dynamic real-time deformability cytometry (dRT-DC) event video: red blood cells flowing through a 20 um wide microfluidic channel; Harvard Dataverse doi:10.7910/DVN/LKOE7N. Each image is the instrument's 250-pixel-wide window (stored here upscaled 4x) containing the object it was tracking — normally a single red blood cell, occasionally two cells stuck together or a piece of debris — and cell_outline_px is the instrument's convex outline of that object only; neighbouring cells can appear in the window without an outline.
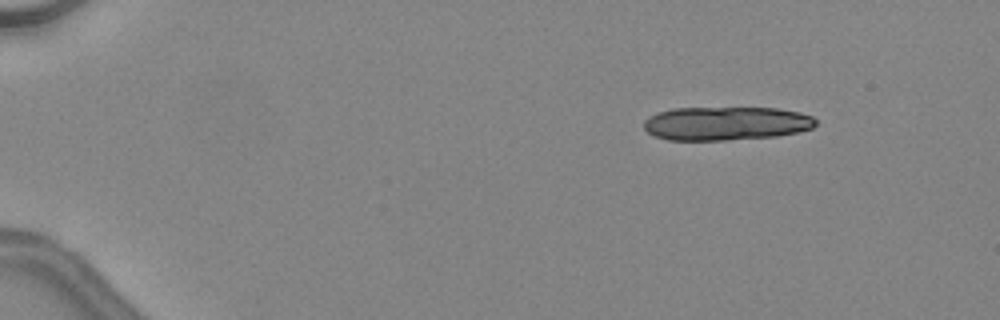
{"species": "common noctule bat (a hibernating species)", "species_latin": "Nyctalus noctula", "temperature_condition": "warm", "stored_images_in_passage": 12, "camera_frame_rate_fps": 3000, "um_per_image_px": 0.085, "animal": {"sex": "female", "body_mass_g": 24.6, "forearm_length_mm": 56.2}, "frame": {"image": 1, "passage_image": 1, "time_ms": 0.0, "image_size_px": [1000, 320], "cell_outline_px": [[816, 124], [812, 128], [796, 132], [776, 136], [728, 140], [668, 140], [656, 136], [648, 132], [644, 128], [644, 120], [648, 116], [656, 112], [672, 108], [776, 108], [800, 112], [812, 116], [816, 120]], "centroid_in_image_um": [61.69, 10.49], "position_along_channel_um": 23.3, "area_um2": 33.81}}